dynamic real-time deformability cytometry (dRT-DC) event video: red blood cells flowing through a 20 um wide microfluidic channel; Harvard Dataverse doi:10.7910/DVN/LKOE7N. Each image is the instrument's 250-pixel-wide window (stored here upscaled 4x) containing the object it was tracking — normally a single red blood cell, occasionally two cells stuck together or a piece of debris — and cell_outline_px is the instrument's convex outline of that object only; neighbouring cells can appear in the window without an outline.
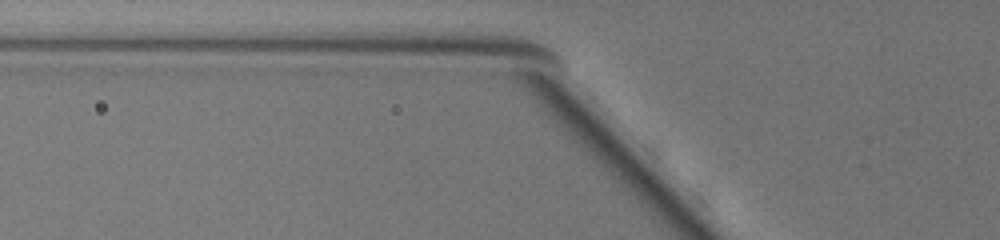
{"species": "common noctule bat (a hibernating species)", "species_latin": "Nyctalus noctula", "temperature_condition": "warm", "stored_images_in_passage": 4, "camera_frame_rate_fps": 3000, "um_per_image_px": 0.085, "animal": {"sex": "female", "body_mass_g": 19.5, "forearm_length_mm": 54.1}, "frame": {"image": 1, "passage_image": 2, "time_ms": 0.333, "image_size_px": [1000, 240], "cell_outline_px": [[756, 136], [752, 148], [728, 132], [712, 104], [712, 92], [720, 80], [728, 80], [752, 116]], "centroid_in_image_um": [62.36, 9.59], "position_along_channel_um": 63.4, "area_um2": 11.79}}